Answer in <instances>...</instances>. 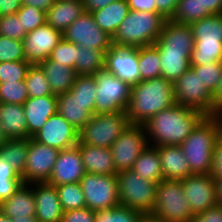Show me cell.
<instances>
[{
	"label": "cell",
	"instance_id": "18",
	"mask_svg": "<svg viewBox=\"0 0 222 222\" xmlns=\"http://www.w3.org/2000/svg\"><path fill=\"white\" fill-rule=\"evenodd\" d=\"M105 69L131 86L140 82L138 48L112 45L105 53Z\"/></svg>",
	"mask_w": 222,
	"mask_h": 222
},
{
	"label": "cell",
	"instance_id": "32",
	"mask_svg": "<svg viewBox=\"0 0 222 222\" xmlns=\"http://www.w3.org/2000/svg\"><path fill=\"white\" fill-rule=\"evenodd\" d=\"M131 170L149 181L160 183L164 180L158 149L151 145L141 152Z\"/></svg>",
	"mask_w": 222,
	"mask_h": 222
},
{
	"label": "cell",
	"instance_id": "21",
	"mask_svg": "<svg viewBox=\"0 0 222 222\" xmlns=\"http://www.w3.org/2000/svg\"><path fill=\"white\" fill-rule=\"evenodd\" d=\"M28 127V138H32L52 115L57 113V95L29 97L23 103Z\"/></svg>",
	"mask_w": 222,
	"mask_h": 222
},
{
	"label": "cell",
	"instance_id": "38",
	"mask_svg": "<svg viewBox=\"0 0 222 222\" xmlns=\"http://www.w3.org/2000/svg\"><path fill=\"white\" fill-rule=\"evenodd\" d=\"M207 16L210 15L202 12L201 0H179L170 20L181 24H191Z\"/></svg>",
	"mask_w": 222,
	"mask_h": 222
},
{
	"label": "cell",
	"instance_id": "64",
	"mask_svg": "<svg viewBox=\"0 0 222 222\" xmlns=\"http://www.w3.org/2000/svg\"><path fill=\"white\" fill-rule=\"evenodd\" d=\"M5 142H6V137L0 128V146L3 145Z\"/></svg>",
	"mask_w": 222,
	"mask_h": 222
},
{
	"label": "cell",
	"instance_id": "49",
	"mask_svg": "<svg viewBox=\"0 0 222 222\" xmlns=\"http://www.w3.org/2000/svg\"><path fill=\"white\" fill-rule=\"evenodd\" d=\"M61 222H95V211L87 207L63 212Z\"/></svg>",
	"mask_w": 222,
	"mask_h": 222
},
{
	"label": "cell",
	"instance_id": "50",
	"mask_svg": "<svg viewBox=\"0 0 222 222\" xmlns=\"http://www.w3.org/2000/svg\"><path fill=\"white\" fill-rule=\"evenodd\" d=\"M193 222H222V205L217 204L194 215Z\"/></svg>",
	"mask_w": 222,
	"mask_h": 222
},
{
	"label": "cell",
	"instance_id": "5",
	"mask_svg": "<svg viewBox=\"0 0 222 222\" xmlns=\"http://www.w3.org/2000/svg\"><path fill=\"white\" fill-rule=\"evenodd\" d=\"M190 26L195 40L190 66L222 62V14L207 16Z\"/></svg>",
	"mask_w": 222,
	"mask_h": 222
},
{
	"label": "cell",
	"instance_id": "56",
	"mask_svg": "<svg viewBox=\"0 0 222 222\" xmlns=\"http://www.w3.org/2000/svg\"><path fill=\"white\" fill-rule=\"evenodd\" d=\"M117 0H83L85 12H94L100 10Z\"/></svg>",
	"mask_w": 222,
	"mask_h": 222
},
{
	"label": "cell",
	"instance_id": "12",
	"mask_svg": "<svg viewBox=\"0 0 222 222\" xmlns=\"http://www.w3.org/2000/svg\"><path fill=\"white\" fill-rule=\"evenodd\" d=\"M149 145L144 125L129 124L110 148L116 172L130 170L141 152Z\"/></svg>",
	"mask_w": 222,
	"mask_h": 222
},
{
	"label": "cell",
	"instance_id": "28",
	"mask_svg": "<svg viewBox=\"0 0 222 222\" xmlns=\"http://www.w3.org/2000/svg\"><path fill=\"white\" fill-rule=\"evenodd\" d=\"M161 60V77L174 83L188 70L192 50L158 49Z\"/></svg>",
	"mask_w": 222,
	"mask_h": 222
},
{
	"label": "cell",
	"instance_id": "31",
	"mask_svg": "<svg viewBox=\"0 0 222 222\" xmlns=\"http://www.w3.org/2000/svg\"><path fill=\"white\" fill-rule=\"evenodd\" d=\"M129 12L128 1L117 0L91 14L98 27L113 37Z\"/></svg>",
	"mask_w": 222,
	"mask_h": 222
},
{
	"label": "cell",
	"instance_id": "57",
	"mask_svg": "<svg viewBox=\"0 0 222 222\" xmlns=\"http://www.w3.org/2000/svg\"><path fill=\"white\" fill-rule=\"evenodd\" d=\"M56 0H21L22 5L33 6L43 12H47Z\"/></svg>",
	"mask_w": 222,
	"mask_h": 222
},
{
	"label": "cell",
	"instance_id": "26",
	"mask_svg": "<svg viewBox=\"0 0 222 222\" xmlns=\"http://www.w3.org/2000/svg\"><path fill=\"white\" fill-rule=\"evenodd\" d=\"M76 146L80 150L86 173L100 175L117 173L110 148L85 144H77Z\"/></svg>",
	"mask_w": 222,
	"mask_h": 222
},
{
	"label": "cell",
	"instance_id": "10",
	"mask_svg": "<svg viewBox=\"0 0 222 222\" xmlns=\"http://www.w3.org/2000/svg\"><path fill=\"white\" fill-rule=\"evenodd\" d=\"M173 88L178 105L197 110L205 116L214 114L213 95L203 87L199 74H196L191 68L173 83Z\"/></svg>",
	"mask_w": 222,
	"mask_h": 222
},
{
	"label": "cell",
	"instance_id": "48",
	"mask_svg": "<svg viewBox=\"0 0 222 222\" xmlns=\"http://www.w3.org/2000/svg\"><path fill=\"white\" fill-rule=\"evenodd\" d=\"M26 34L17 14L0 16V36L22 41Z\"/></svg>",
	"mask_w": 222,
	"mask_h": 222
},
{
	"label": "cell",
	"instance_id": "54",
	"mask_svg": "<svg viewBox=\"0 0 222 222\" xmlns=\"http://www.w3.org/2000/svg\"><path fill=\"white\" fill-rule=\"evenodd\" d=\"M21 6V0H0V16L16 14Z\"/></svg>",
	"mask_w": 222,
	"mask_h": 222
},
{
	"label": "cell",
	"instance_id": "16",
	"mask_svg": "<svg viewBox=\"0 0 222 222\" xmlns=\"http://www.w3.org/2000/svg\"><path fill=\"white\" fill-rule=\"evenodd\" d=\"M32 138L41 144L64 150L78 144L79 131L57 112Z\"/></svg>",
	"mask_w": 222,
	"mask_h": 222
},
{
	"label": "cell",
	"instance_id": "46",
	"mask_svg": "<svg viewBox=\"0 0 222 222\" xmlns=\"http://www.w3.org/2000/svg\"><path fill=\"white\" fill-rule=\"evenodd\" d=\"M16 14L27 33L46 23V13L33 6L22 5Z\"/></svg>",
	"mask_w": 222,
	"mask_h": 222
},
{
	"label": "cell",
	"instance_id": "44",
	"mask_svg": "<svg viewBox=\"0 0 222 222\" xmlns=\"http://www.w3.org/2000/svg\"><path fill=\"white\" fill-rule=\"evenodd\" d=\"M30 67L27 60L0 62V83L24 81Z\"/></svg>",
	"mask_w": 222,
	"mask_h": 222
},
{
	"label": "cell",
	"instance_id": "35",
	"mask_svg": "<svg viewBox=\"0 0 222 222\" xmlns=\"http://www.w3.org/2000/svg\"><path fill=\"white\" fill-rule=\"evenodd\" d=\"M140 81L161 77V60L155 44L138 48Z\"/></svg>",
	"mask_w": 222,
	"mask_h": 222
},
{
	"label": "cell",
	"instance_id": "7",
	"mask_svg": "<svg viewBox=\"0 0 222 222\" xmlns=\"http://www.w3.org/2000/svg\"><path fill=\"white\" fill-rule=\"evenodd\" d=\"M96 81L95 114L126 112L132 86L102 69L93 74Z\"/></svg>",
	"mask_w": 222,
	"mask_h": 222
},
{
	"label": "cell",
	"instance_id": "19",
	"mask_svg": "<svg viewBox=\"0 0 222 222\" xmlns=\"http://www.w3.org/2000/svg\"><path fill=\"white\" fill-rule=\"evenodd\" d=\"M86 174L82 156L77 146L60 150L54 164L52 174L47 183L59 186L62 184L80 182Z\"/></svg>",
	"mask_w": 222,
	"mask_h": 222
},
{
	"label": "cell",
	"instance_id": "9",
	"mask_svg": "<svg viewBox=\"0 0 222 222\" xmlns=\"http://www.w3.org/2000/svg\"><path fill=\"white\" fill-rule=\"evenodd\" d=\"M153 215L165 222H193L180 180H163L157 185Z\"/></svg>",
	"mask_w": 222,
	"mask_h": 222
},
{
	"label": "cell",
	"instance_id": "23",
	"mask_svg": "<svg viewBox=\"0 0 222 222\" xmlns=\"http://www.w3.org/2000/svg\"><path fill=\"white\" fill-rule=\"evenodd\" d=\"M156 148L159 152L164 180H182L192 174L180 146L162 145Z\"/></svg>",
	"mask_w": 222,
	"mask_h": 222
},
{
	"label": "cell",
	"instance_id": "40",
	"mask_svg": "<svg viewBox=\"0 0 222 222\" xmlns=\"http://www.w3.org/2000/svg\"><path fill=\"white\" fill-rule=\"evenodd\" d=\"M24 81L26 83L28 95L31 98L53 94L44 72L38 65H31Z\"/></svg>",
	"mask_w": 222,
	"mask_h": 222
},
{
	"label": "cell",
	"instance_id": "33",
	"mask_svg": "<svg viewBox=\"0 0 222 222\" xmlns=\"http://www.w3.org/2000/svg\"><path fill=\"white\" fill-rule=\"evenodd\" d=\"M29 138L6 139L0 146V157L8 162L12 168L22 177L27 162Z\"/></svg>",
	"mask_w": 222,
	"mask_h": 222
},
{
	"label": "cell",
	"instance_id": "63",
	"mask_svg": "<svg viewBox=\"0 0 222 222\" xmlns=\"http://www.w3.org/2000/svg\"><path fill=\"white\" fill-rule=\"evenodd\" d=\"M0 222H11V219L0 211Z\"/></svg>",
	"mask_w": 222,
	"mask_h": 222
},
{
	"label": "cell",
	"instance_id": "59",
	"mask_svg": "<svg viewBox=\"0 0 222 222\" xmlns=\"http://www.w3.org/2000/svg\"><path fill=\"white\" fill-rule=\"evenodd\" d=\"M212 117L216 120L219 127V134L222 137V106L215 109Z\"/></svg>",
	"mask_w": 222,
	"mask_h": 222
},
{
	"label": "cell",
	"instance_id": "60",
	"mask_svg": "<svg viewBox=\"0 0 222 222\" xmlns=\"http://www.w3.org/2000/svg\"><path fill=\"white\" fill-rule=\"evenodd\" d=\"M139 222H165V221L151 213H147L142 215Z\"/></svg>",
	"mask_w": 222,
	"mask_h": 222
},
{
	"label": "cell",
	"instance_id": "3",
	"mask_svg": "<svg viewBox=\"0 0 222 222\" xmlns=\"http://www.w3.org/2000/svg\"><path fill=\"white\" fill-rule=\"evenodd\" d=\"M219 127L212 116H205L180 145L192 174H211Z\"/></svg>",
	"mask_w": 222,
	"mask_h": 222
},
{
	"label": "cell",
	"instance_id": "34",
	"mask_svg": "<svg viewBox=\"0 0 222 222\" xmlns=\"http://www.w3.org/2000/svg\"><path fill=\"white\" fill-rule=\"evenodd\" d=\"M102 69H105V53L102 50L77 45V61L74 68L77 76L93 75Z\"/></svg>",
	"mask_w": 222,
	"mask_h": 222
},
{
	"label": "cell",
	"instance_id": "45",
	"mask_svg": "<svg viewBox=\"0 0 222 222\" xmlns=\"http://www.w3.org/2000/svg\"><path fill=\"white\" fill-rule=\"evenodd\" d=\"M49 59L74 69L77 61V45L62 38L51 51Z\"/></svg>",
	"mask_w": 222,
	"mask_h": 222
},
{
	"label": "cell",
	"instance_id": "6",
	"mask_svg": "<svg viewBox=\"0 0 222 222\" xmlns=\"http://www.w3.org/2000/svg\"><path fill=\"white\" fill-rule=\"evenodd\" d=\"M116 176L120 205L143 214L152 213L158 183L140 177L131 169L118 172Z\"/></svg>",
	"mask_w": 222,
	"mask_h": 222
},
{
	"label": "cell",
	"instance_id": "47",
	"mask_svg": "<svg viewBox=\"0 0 222 222\" xmlns=\"http://www.w3.org/2000/svg\"><path fill=\"white\" fill-rule=\"evenodd\" d=\"M26 60L23 42L0 36V62Z\"/></svg>",
	"mask_w": 222,
	"mask_h": 222
},
{
	"label": "cell",
	"instance_id": "25",
	"mask_svg": "<svg viewBox=\"0 0 222 222\" xmlns=\"http://www.w3.org/2000/svg\"><path fill=\"white\" fill-rule=\"evenodd\" d=\"M0 128L6 139L28 138L23 105L0 103Z\"/></svg>",
	"mask_w": 222,
	"mask_h": 222
},
{
	"label": "cell",
	"instance_id": "2",
	"mask_svg": "<svg viewBox=\"0 0 222 222\" xmlns=\"http://www.w3.org/2000/svg\"><path fill=\"white\" fill-rule=\"evenodd\" d=\"M175 103L172 82L163 77L144 80L132 86L126 113L130 124L144 125L161 110Z\"/></svg>",
	"mask_w": 222,
	"mask_h": 222
},
{
	"label": "cell",
	"instance_id": "52",
	"mask_svg": "<svg viewBox=\"0 0 222 222\" xmlns=\"http://www.w3.org/2000/svg\"><path fill=\"white\" fill-rule=\"evenodd\" d=\"M156 13H160L165 19H170L176 9L179 0H155Z\"/></svg>",
	"mask_w": 222,
	"mask_h": 222
},
{
	"label": "cell",
	"instance_id": "24",
	"mask_svg": "<svg viewBox=\"0 0 222 222\" xmlns=\"http://www.w3.org/2000/svg\"><path fill=\"white\" fill-rule=\"evenodd\" d=\"M84 12L83 0H56L46 12V24L63 33Z\"/></svg>",
	"mask_w": 222,
	"mask_h": 222
},
{
	"label": "cell",
	"instance_id": "58",
	"mask_svg": "<svg viewBox=\"0 0 222 222\" xmlns=\"http://www.w3.org/2000/svg\"><path fill=\"white\" fill-rule=\"evenodd\" d=\"M213 98H214V111H215L217 107L222 106V76L220 78L216 91L213 93Z\"/></svg>",
	"mask_w": 222,
	"mask_h": 222
},
{
	"label": "cell",
	"instance_id": "51",
	"mask_svg": "<svg viewBox=\"0 0 222 222\" xmlns=\"http://www.w3.org/2000/svg\"><path fill=\"white\" fill-rule=\"evenodd\" d=\"M215 180L222 178V137L219 136L213 156V167L210 174Z\"/></svg>",
	"mask_w": 222,
	"mask_h": 222
},
{
	"label": "cell",
	"instance_id": "8",
	"mask_svg": "<svg viewBox=\"0 0 222 222\" xmlns=\"http://www.w3.org/2000/svg\"><path fill=\"white\" fill-rule=\"evenodd\" d=\"M129 124L126 112L94 114L79 131L78 144L111 148Z\"/></svg>",
	"mask_w": 222,
	"mask_h": 222
},
{
	"label": "cell",
	"instance_id": "4",
	"mask_svg": "<svg viewBox=\"0 0 222 222\" xmlns=\"http://www.w3.org/2000/svg\"><path fill=\"white\" fill-rule=\"evenodd\" d=\"M165 20L160 13L130 10L112 37L113 45L129 48L153 45Z\"/></svg>",
	"mask_w": 222,
	"mask_h": 222
},
{
	"label": "cell",
	"instance_id": "36",
	"mask_svg": "<svg viewBox=\"0 0 222 222\" xmlns=\"http://www.w3.org/2000/svg\"><path fill=\"white\" fill-rule=\"evenodd\" d=\"M69 92L95 114L96 81L93 75L77 76Z\"/></svg>",
	"mask_w": 222,
	"mask_h": 222
},
{
	"label": "cell",
	"instance_id": "53",
	"mask_svg": "<svg viewBox=\"0 0 222 222\" xmlns=\"http://www.w3.org/2000/svg\"><path fill=\"white\" fill-rule=\"evenodd\" d=\"M128 6L132 11H144L156 13V1L155 0H127Z\"/></svg>",
	"mask_w": 222,
	"mask_h": 222
},
{
	"label": "cell",
	"instance_id": "20",
	"mask_svg": "<svg viewBox=\"0 0 222 222\" xmlns=\"http://www.w3.org/2000/svg\"><path fill=\"white\" fill-rule=\"evenodd\" d=\"M36 215L39 222H61L63 209L56 186L47 182L32 183Z\"/></svg>",
	"mask_w": 222,
	"mask_h": 222
},
{
	"label": "cell",
	"instance_id": "15",
	"mask_svg": "<svg viewBox=\"0 0 222 222\" xmlns=\"http://www.w3.org/2000/svg\"><path fill=\"white\" fill-rule=\"evenodd\" d=\"M180 182L194 215L217 205L215 179L210 174H191Z\"/></svg>",
	"mask_w": 222,
	"mask_h": 222
},
{
	"label": "cell",
	"instance_id": "14",
	"mask_svg": "<svg viewBox=\"0 0 222 222\" xmlns=\"http://www.w3.org/2000/svg\"><path fill=\"white\" fill-rule=\"evenodd\" d=\"M60 150L41 144L29 138L25 171L21 177L23 184L47 182L52 174Z\"/></svg>",
	"mask_w": 222,
	"mask_h": 222
},
{
	"label": "cell",
	"instance_id": "27",
	"mask_svg": "<svg viewBox=\"0 0 222 222\" xmlns=\"http://www.w3.org/2000/svg\"><path fill=\"white\" fill-rule=\"evenodd\" d=\"M35 205L32 183L22 184L9 199L0 203V211L10 219L35 216Z\"/></svg>",
	"mask_w": 222,
	"mask_h": 222
},
{
	"label": "cell",
	"instance_id": "13",
	"mask_svg": "<svg viewBox=\"0 0 222 222\" xmlns=\"http://www.w3.org/2000/svg\"><path fill=\"white\" fill-rule=\"evenodd\" d=\"M63 38L78 46L106 53L113 45L112 36L101 30L91 13L84 12L63 33Z\"/></svg>",
	"mask_w": 222,
	"mask_h": 222
},
{
	"label": "cell",
	"instance_id": "41",
	"mask_svg": "<svg viewBox=\"0 0 222 222\" xmlns=\"http://www.w3.org/2000/svg\"><path fill=\"white\" fill-rule=\"evenodd\" d=\"M143 213L126 206L101 209L95 211V222H139Z\"/></svg>",
	"mask_w": 222,
	"mask_h": 222
},
{
	"label": "cell",
	"instance_id": "29",
	"mask_svg": "<svg viewBox=\"0 0 222 222\" xmlns=\"http://www.w3.org/2000/svg\"><path fill=\"white\" fill-rule=\"evenodd\" d=\"M38 66L44 72L52 93L55 95L68 92L77 77L73 68L63 66L61 63L54 62L49 58L39 63Z\"/></svg>",
	"mask_w": 222,
	"mask_h": 222
},
{
	"label": "cell",
	"instance_id": "30",
	"mask_svg": "<svg viewBox=\"0 0 222 222\" xmlns=\"http://www.w3.org/2000/svg\"><path fill=\"white\" fill-rule=\"evenodd\" d=\"M57 112L80 131L93 114L88 105L81 103L69 91L57 95Z\"/></svg>",
	"mask_w": 222,
	"mask_h": 222
},
{
	"label": "cell",
	"instance_id": "42",
	"mask_svg": "<svg viewBox=\"0 0 222 222\" xmlns=\"http://www.w3.org/2000/svg\"><path fill=\"white\" fill-rule=\"evenodd\" d=\"M190 68L196 74H199L203 87L213 95L222 76V62L214 61L206 65L191 66Z\"/></svg>",
	"mask_w": 222,
	"mask_h": 222
},
{
	"label": "cell",
	"instance_id": "55",
	"mask_svg": "<svg viewBox=\"0 0 222 222\" xmlns=\"http://www.w3.org/2000/svg\"><path fill=\"white\" fill-rule=\"evenodd\" d=\"M202 12H207L209 15L222 14V0H201Z\"/></svg>",
	"mask_w": 222,
	"mask_h": 222
},
{
	"label": "cell",
	"instance_id": "61",
	"mask_svg": "<svg viewBox=\"0 0 222 222\" xmlns=\"http://www.w3.org/2000/svg\"><path fill=\"white\" fill-rule=\"evenodd\" d=\"M217 192V204L222 205V178L215 180Z\"/></svg>",
	"mask_w": 222,
	"mask_h": 222
},
{
	"label": "cell",
	"instance_id": "37",
	"mask_svg": "<svg viewBox=\"0 0 222 222\" xmlns=\"http://www.w3.org/2000/svg\"><path fill=\"white\" fill-rule=\"evenodd\" d=\"M56 190L64 212L86 207L85 197L79 182L56 186Z\"/></svg>",
	"mask_w": 222,
	"mask_h": 222
},
{
	"label": "cell",
	"instance_id": "39",
	"mask_svg": "<svg viewBox=\"0 0 222 222\" xmlns=\"http://www.w3.org/2000/svg\"><path fill=\"white\" fill-rule=\"evenodd\" d=\"M22 184L21 176L0 157V203L9 199Z\"/></svg>",
	"mask_w": 222,
	"mask_h": 222
},
{
	"label": "cell",
	"instance_id": "11",
	"mask_svg": "<svg viewBox=\"0 0 222 222\" xmlns=\"http://www.w3.org/2000/svg\"><path fill=\"white\" fill-rule=\"evenodd\" d=\"M79 183L87 208L96 211L120 205L116 174L100 175L86 173Z\"/></svg>",
	"mask_w": 222,
	"mask_h": 222
},
{
	"label": "cell",
	"instance_id": "1",
	"mask_svg": "<svg viewBox=\"0 0 222 222\" xmlns=\"http://www.w3.org/2000/svg\"><path fill=\"white\" fill-rule=\"evenodd\" d=\"M205 117L201 112L175 103L144 124L149 144L180 146Z\"/></svg>",
	"mask_w": 222,
	"mask_h": 222
},
{
	"label": "cell",
	"instance_id": "22",
	"mask_svg": "<svg viewBox=\"0 0 222 222\" xmlns=\"http://www.w3.org/2000/svg\"><path fill=\"white\" fill-rule=\"evenodd\" d=\"M155 45L158 49L193 50L195 40L190 24L166 19Z\"/></svg>",
	"mask_w": 222,
	"mask_h": 222
},
{
	"label": "cell",
	"instance_id": "17",
	"mask_svg": "<svg viewBox=\"0 0 222 222\" xmlns=\"http://www.w3.org/2000/svg\"><path fill=\"white\" fill-rule=\"evenodd\" d=\"M62 38L60 31L46 23L28 32L22 40L26 60L31 65H38L47 60Z\"/></svg>",
	"mask_w": 222,
	"mask_h": 222
},
{
	"label": "cell",
	"instance_id": "62",
	"mask_svg": "<svg viewBox=\"0 0 222 222\" xmlns=\"http://www.w3.org/2000/svg\"><path fill=\"white\" fill-rule=\"evenodd\" d=\"M11 222H39L35 216H24L21 218H11Z\"/></svg>",
	"mask_w": 222,
	"mask_h": 222
},
{
	"label": "cell",
	"instance_id": "43",
	"mask_svg": "<svg viewBox=\"0 0 222 222\" xmlns=\"http://www.w3.org/2000/svg\"><path fill=\"white\" fill-rule=\"evenodd\" d=\"M28 98L25 81L0 83V103L23 105Z\"/></svg>",
	"mask_w": 222,
	"mask_h": 222
}]
</instances>
